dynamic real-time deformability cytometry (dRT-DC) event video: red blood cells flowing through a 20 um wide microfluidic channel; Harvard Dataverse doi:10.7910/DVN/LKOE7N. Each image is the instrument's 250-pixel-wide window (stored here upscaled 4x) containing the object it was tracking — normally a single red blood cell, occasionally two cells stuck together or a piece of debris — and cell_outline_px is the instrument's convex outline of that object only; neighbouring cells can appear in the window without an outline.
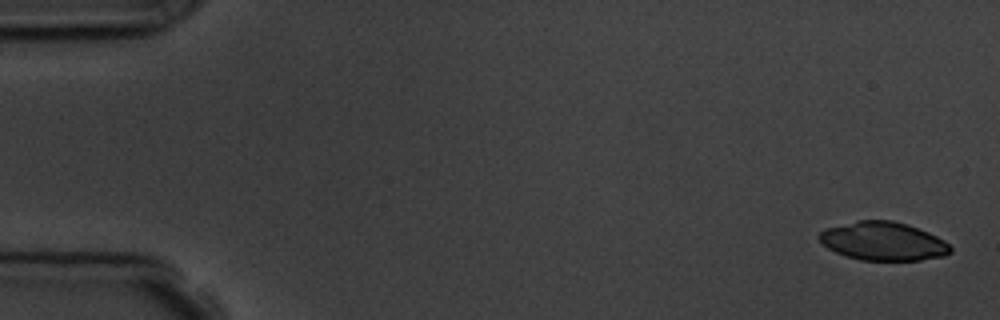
{"species": "common noctule bat (a hibernating species)", "species_latin": "Nyctalus noctula", "temperature_condition": "room temperature", "stored_images_in_passage": 5, "camera_frame_rate_fps": 3000, "um_per_image_px": 0.085, "animal": {"sex": "male", "body_mass_g": 19.5, "forearm_length_mm": 54.6}, "frame": {"image": 1, "passage_image": 1, "time_ms": 0.0, "image_size_px": [1000, 320], "cell_outline_px": [[952, 252], [944, 256], [920, 260], [860, 260], [836, 252], [828, 248], [816, 236], [824, 228], [856, 220], [892, 220], [908, 224], [928, 232], [944, 240], [952, 248]], "centroid_in_image_um": [75.06, 20.49], "position_along_channel_um": 9.9, "area_um2": 29.54}}